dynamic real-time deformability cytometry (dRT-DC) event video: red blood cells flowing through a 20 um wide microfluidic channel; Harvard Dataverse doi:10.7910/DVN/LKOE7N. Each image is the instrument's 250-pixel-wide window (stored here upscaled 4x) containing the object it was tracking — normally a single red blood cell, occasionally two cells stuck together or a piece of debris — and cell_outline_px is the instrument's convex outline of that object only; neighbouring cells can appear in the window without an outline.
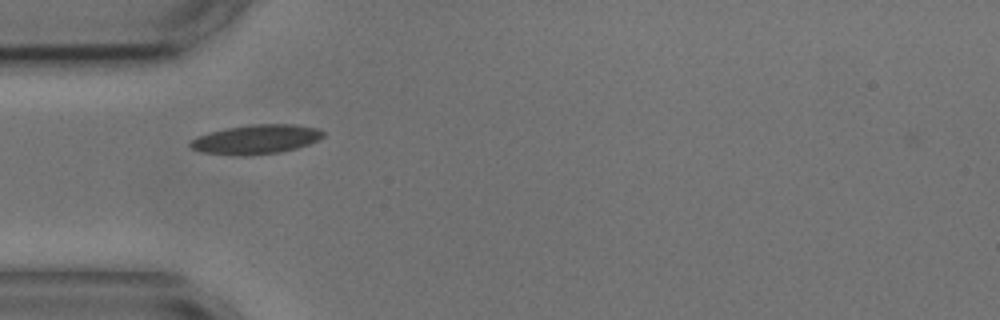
{"species": "common noctule bat (a hibernating species)", "species_latin": "Nyctalus noctula", "temperature_condition": "cold", "stored_images_in_passage": 1, "camera_frame_rate_fps": 3000, "um_per_image_px": 0.085, "animal": {"sex": "male", "body_mass_g": 17.9, "forearm_length_mm": 54.2}, "frame": {"image": 1, "passage_image": 1, "time_ms": 0.0, "image_size_px": [1000, 320], "cell_outline_px": [[324, 136], [308, 144], [296, 148], [280, 152], [248, 156], [236, 156], [200, 152], [192, 148], [188, 144], [188, 140], [208, 132], [228, 128], [252, 124], [292, 124], [316, 128], [324, 132]], "centroid_in_image_um": [21.7, 11.85], "position_along_channel_um": 63.3, "area_um2": 22.77}}